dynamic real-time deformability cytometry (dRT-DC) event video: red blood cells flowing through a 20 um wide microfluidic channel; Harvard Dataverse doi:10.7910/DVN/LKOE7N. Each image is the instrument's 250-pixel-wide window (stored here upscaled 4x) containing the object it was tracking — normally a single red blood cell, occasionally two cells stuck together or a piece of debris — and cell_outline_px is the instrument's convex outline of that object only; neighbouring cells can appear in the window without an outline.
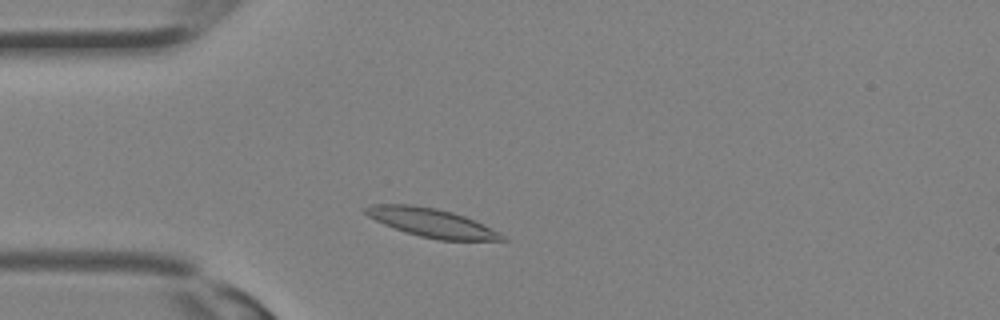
{"species": "Egyptian fruit bat (a non-hibernating species)", "species_latin": "Rousettus aegyptiacus", "temperature_condition": "room temperature", "stored_images_in_passage": 28, "camera_frame_rate_fps": 3000, "um_per_image_px": 0.085, "animal": {"sex": "female"}, "frame": {"image": 1, "passage_image": 4, "time_ms": 1.0, "image_size_px": [1000, 320], "cell_outline_px": [[508, 240], [440, 240], [420, 236], [404, 232], [384, 224], [368, 216], [364, 212], [364, 208], [372, 204], [412, 204], [436, 208], [452, 212], [464, 216], [500, 232]], "centroid_in_image_um": [36.66, 18.92], "position_along_channel_um": 48.3, "area_um2": 22.6}}
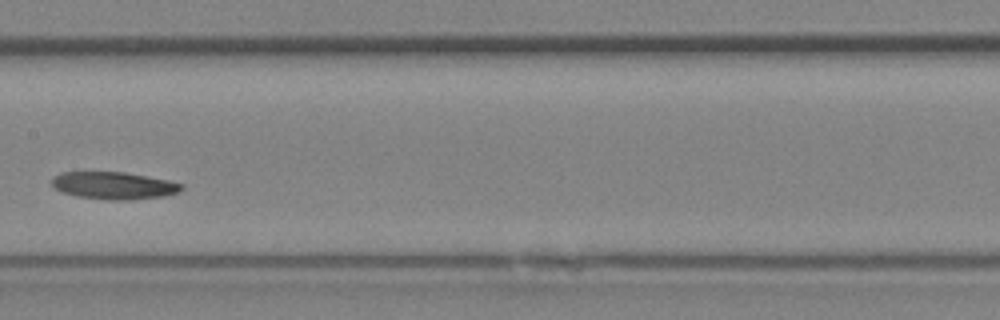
{"frame": {"image": 2, "passage_image": 12, "time_ms": 3.667, "image_size_px": [1000, 320], "cell_outline_px": [[184, 188], [180, 192], [164, 196], [132, 200], [108, 200], [76, 196], [52, 188], [52, 176], [60, 172], [124, 172], [168, 180], [184, 184]], "centroid_in_image_um": [9.68, 15.77], "position_along_channel_um": 197.7, "area_um2": 20.87}}
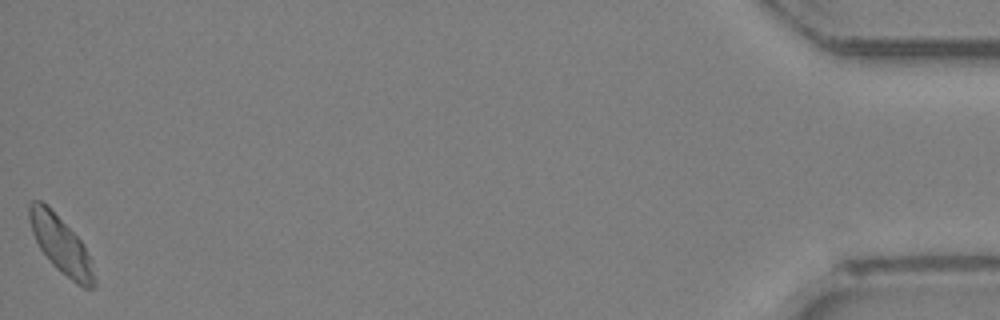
{"frame": {"image": 3, "passage_image": 28, "time_ms": 9.0, "image_size_px": [1000, 320], "cell_outline_px": [[96, 284], [92, 288], [84, 288], [76, 284], [60, 272], [52, 264], [40, 248], [32, 232], [28, 216], [28, 204], [32, 200], [40, 200], [84, 244], [92, 260], [96, 280]], "centroid_in_image_um": [5.2, 20.88], "position_along_channel_um": 430.0, "area_um2": 21.27}}